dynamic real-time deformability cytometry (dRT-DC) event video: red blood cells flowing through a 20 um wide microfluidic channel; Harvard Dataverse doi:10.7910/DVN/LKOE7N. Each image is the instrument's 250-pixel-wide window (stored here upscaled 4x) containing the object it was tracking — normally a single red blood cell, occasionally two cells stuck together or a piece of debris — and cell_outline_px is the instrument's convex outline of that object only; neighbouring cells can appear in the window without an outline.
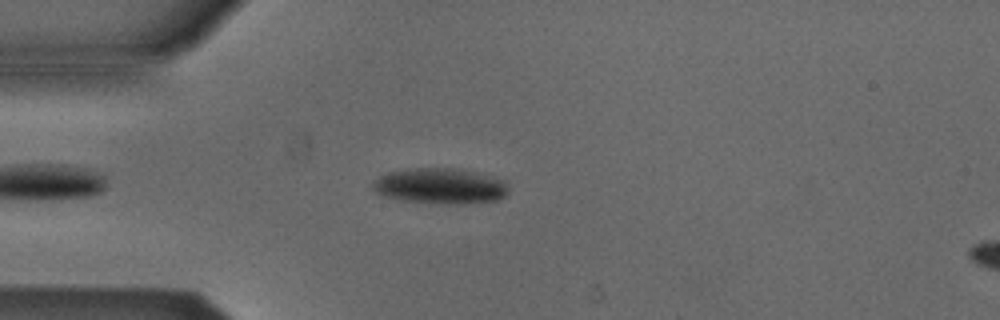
{"species": "Egyptian fruit bat (a non-hibernating species)", "species_latin": "Rousettus aegyptiacus", "temperature_condition": "cold", "stored_images_in_passage": 30, "camera_frame_rate_fps": 3000, "um_per_image_px": 0.085, "animal": {"sex": "male"}, "frame": {"image": 1, "passage_image": 6, "time_ms": 1.667, "image_size_px": [1000, 320], "cell_outline_px": [[508, 192], [504, 196], [496, 200], [468, 204], [444, 204], [404, 200], [384, 196], [376, 192], [372, 188], [372, 184], [380, 176], [388, 172], [408, 168], [452, 168], [472, 172], [504, 180], [508, 184]], "centroid_in_image_um": [37.42, 15.82], "position_along_channel_um": 47.6, "area_um2": 28.03}}
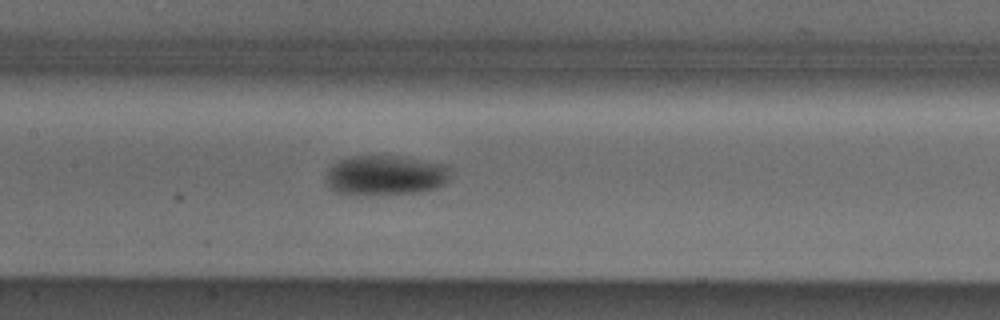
{"frame": {"image": 2, "passage_image": 17, "time_ms": 5.333, "image_size_px": [1000, 320], "cell_outline_px": [[448, 180], [444, 184], [436, 188], [420, 192], [356, 196], [340, 196], [328, 188], [324, 180], [324, 176], [328, 168], [332, 164], [340, 160], [352, 156], [400, 156], [448, 164]], "centroid_in_image_um": [32.66, 14.93], "position_along_channel_um": 174.7, "area_um2": 29.88}}
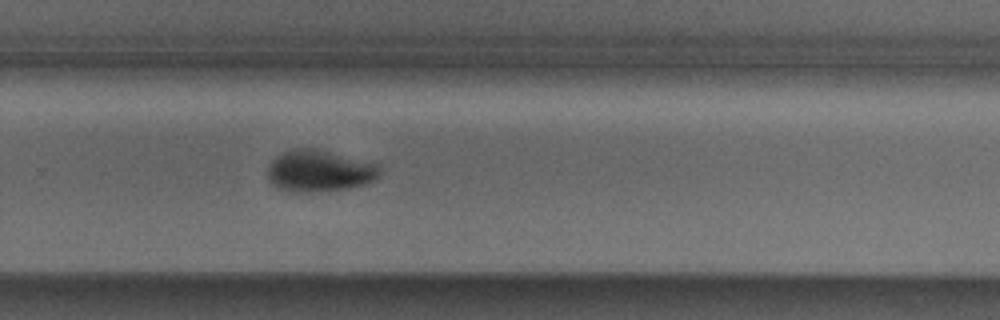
{"frame": {"image": 3, "passage_image": 27, "time_ms": 8.667, "image_size_px": [1000, 320], "cell_outline_px": [[380, 176], [364, 184], [348, 188], [296, 192], [292, 192], [280, 188], [272, 184], [268, 180], [268, 168], [272, 160], [280, 152], [292, 148], [316, 148], [380, 164]], "centroid_in_image_um": [27.13, 14.49], "position_along_channel_um": 302.7, "area_um2": 27.17}}